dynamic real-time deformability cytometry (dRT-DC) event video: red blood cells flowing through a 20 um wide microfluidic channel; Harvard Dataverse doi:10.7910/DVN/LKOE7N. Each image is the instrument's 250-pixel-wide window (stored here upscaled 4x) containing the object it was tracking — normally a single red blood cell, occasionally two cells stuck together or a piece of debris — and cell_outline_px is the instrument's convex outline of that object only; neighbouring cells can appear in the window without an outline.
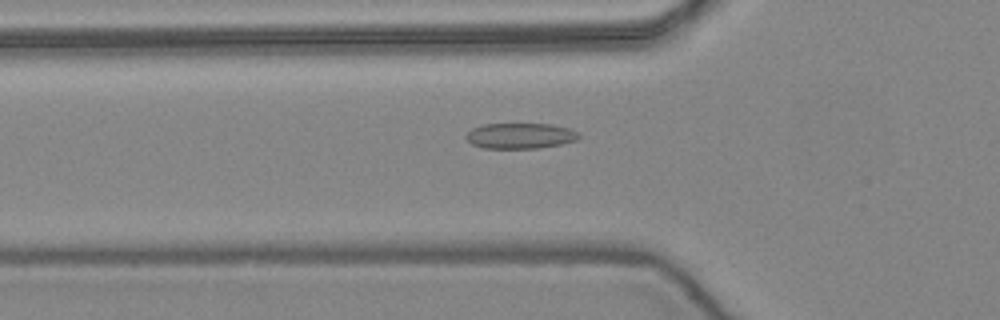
{"species": "common noctule bat (a hibernating species)", "species_latin": "Nyctalus noctula", "temperature_condition": "warm", "stored_images_in_passage": 52, "camera_frame_rate_fps": 3000, "um_per_image_px": 0.085, "animal": {"sex": "female", "body_mass_g": 24.6, "forearm_length_mm": 56.2}, "frame": {"image": 1, "passage_image": 18, "time_ms": 5.667, "image_size_px": [1000, 320], "cell_outline_px": [[580, 136], [576, 140], [560, 144], [540, 148], [484, 148], [472, 144], [464, 136], [472, 128], [484, 124], [552, 124], [568, 128], [576, 132]], "centroid_in_image_um": [44.19, 11.54], "position_along_channel_um": 81.6, "area_um2": 16.7}}
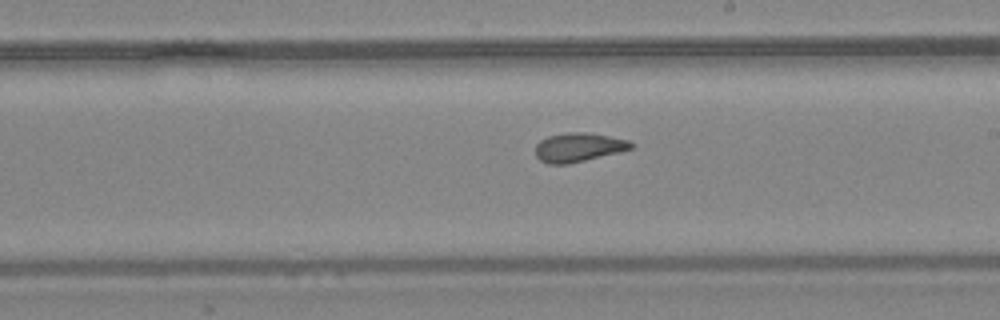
{"frame": {"image": 2, "passage_image": 30, "time_ms": 9.667, "image_size_px": [1000, 320], "cell_outline_px": [[636, 148], [620, 152], [568, 164], [548, 164], [540, 160], [536, 156], [536, 144], [540, 140], [548, 136], [568, 132], [588, 132], [628, 140], [636, 144]], "centroid_in_image_um": [49.21, 12.52], "position_along_channel_um": 239.8, "area_um2": 16.3}}
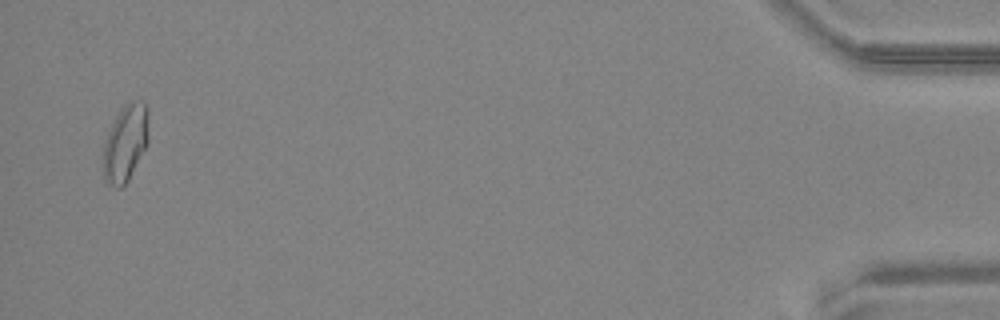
{"frame": {"image": 3, "passage_image": 51, "time_ms": 16.667, "image_size_px": [1000, 320], "cell_outline_px": [[148, 144], [128, 180], [120, 188], [108, 184], [104, 180], [104, 140], [120, 108], [128, 100], [144, 100], [148, 112]], "centroid_in_image_um": [10.68, 12.11], "position_along_channel_um": 424.5, "area_um2": 20.46}, "authors_computed_cell_mechanics": {"area_um2": 16.8487, "velocity_mm_per_s": 3.9368, "shape_relaxation_time_tau1_ms": null, "shape_relaxation_time_tau2_ms": 1.4256, "deformation_change_tau1": null, "deformation_change_tau2": 0.0754}}